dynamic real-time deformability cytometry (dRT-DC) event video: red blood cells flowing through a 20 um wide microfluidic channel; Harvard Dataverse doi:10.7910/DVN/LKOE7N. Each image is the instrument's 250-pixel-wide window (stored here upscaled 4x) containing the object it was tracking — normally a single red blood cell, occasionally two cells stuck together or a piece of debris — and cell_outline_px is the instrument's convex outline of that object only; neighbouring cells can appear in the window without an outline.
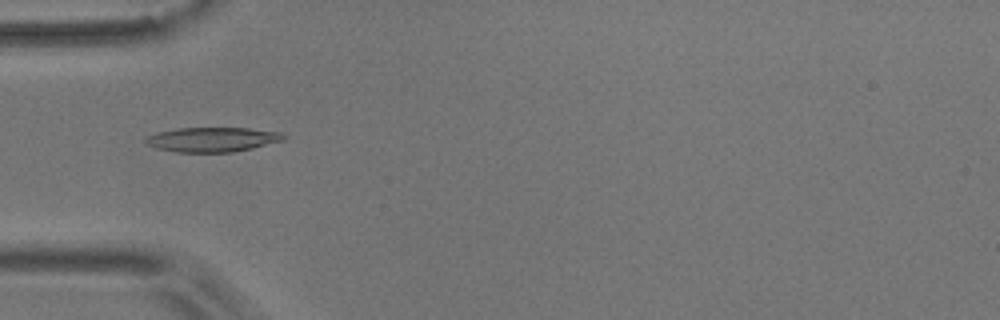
{"species": "common noctule bat (a hibernating species)", "species_latin": "Nyctalus noctula", "temperature_condition": "room temperature", "stored_images_in_passage": 46, "camera_frame_rate_fps": 3000, "um_per_image_px": 0.085, "animal": {"sex": "male", "body_mass_g": 17.9}, "frame": {"image": 1, "passage_image": 8, "time_ms": 2.333, "image_size_px": [1000, 320], "cell_outline_px": [[288, 136], [284, 140], [252, 148], [232, 152], [176, 152], [156, 148], [148, 144], [144, 140], [148, 136], [156, 132], [176, 128], [248, 128], [280, 132]], "centroid_in_image_um": [18.06, 11.85], "position_along_channel_um": 66.9, "area_um2": 19.77}}
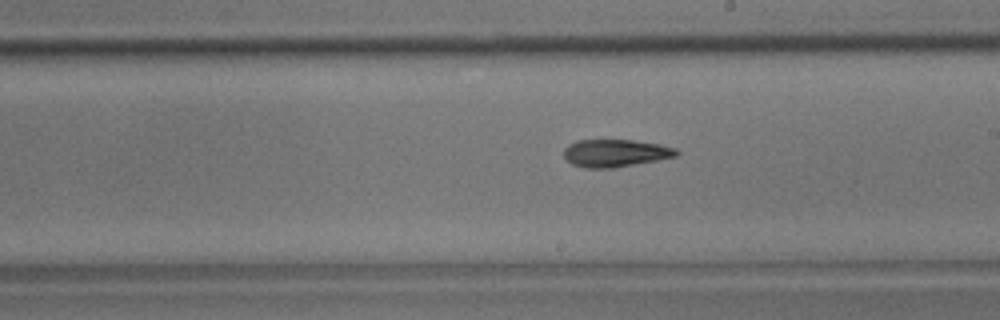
{"frame": {"image": 2, "passage_image": 22, "time_ms": 7.0, "image_size_px": [1000, 320], "cell_outline_px": [[680, 152], [676, 156], [656, 160], [612, 168], [584, 168], [572, 164], [564, 156], [564, 148], [568, 144], [576, 140], [632, 140], [660, 144], [676, 148]], "centroid_in_image_um": [52.29, 13.0], "position_along_channel_um": 236.7, "area_um2": 18.03}}
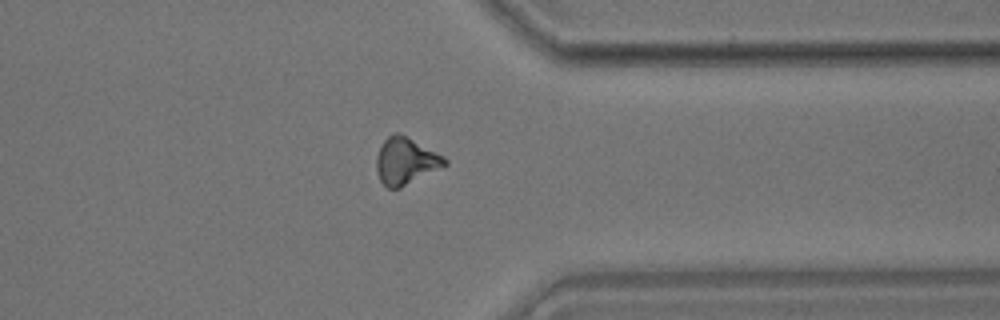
{"frame": {"image": 3, "passage_image": 34, "time_ms": 11.0, "image_size_px": [1000, 320], "cell_outline_px": [[448, 164], [400, 188], [388, 188], [380, 180], [376, 172], [376, 156], [384, 140], [388, 136], [396, 132], [400, 132], [444, 156], [448, 160]], "centroid_in_image_um": [34.48, 13.67], "position_along_channel_um": 376.9, "area_um2": 18.61}, "authors_computed_cell_mechanics": {"area_um2": 18.0625, "velocity_mm_per_s": 3.6399, "shape_relaxation_time_tau1_ms": 4.9214, "shape_relaxation_time_tau2_ms": null, "deformation_change_tau1": 0.1285, "deformation_change_tau2": null}}